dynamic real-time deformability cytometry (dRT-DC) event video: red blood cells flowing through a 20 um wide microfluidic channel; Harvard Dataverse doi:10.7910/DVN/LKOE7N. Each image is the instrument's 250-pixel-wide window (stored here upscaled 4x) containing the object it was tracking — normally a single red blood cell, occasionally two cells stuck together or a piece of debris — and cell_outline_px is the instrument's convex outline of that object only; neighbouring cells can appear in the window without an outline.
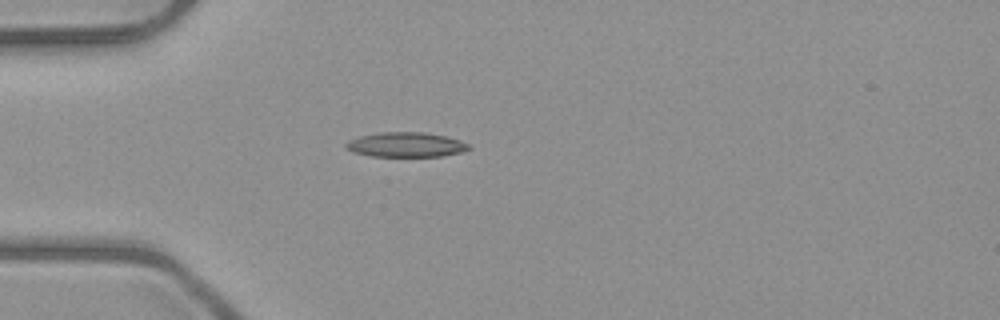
{"species": "common noctule bat (a hibernating species)", "species_latin": "Nyctalus noctula", "temperature_condition": "room temperature", "stored_images_in_passage": 1, "camera_frame_rate_fps": 3000, "um_per_image_px": 0.085, "animal": {"sex": "male", "body_mass_g": 23.1, "forearm_length_mm": 52.7}, "frame": {"image": 1, "passage_image": 1, "time_ms": 0.0, "image_size_px": [1000, 320], "cell_outline_px": [[472, 148], [460, 152], [440, 156], [372, 156], [352, 152], [344, 144], [348, 140], [360, 136], [380, 132], [424, 132], [444, 136], [460, 140], [468, 144]], "centroid_in_image_um": [34.49, 12.29], "position_along_channel_um": 50.5, "area_um2": 17.57}}